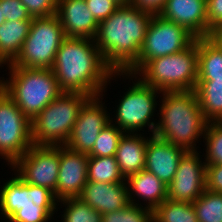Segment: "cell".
Wrapping results in <instances>:
<instances>
[{
  "instance_id": "24",
  "label": "cell",
  "mask_w": 222,
  "mask_h": 222,
  "mask_svg": "<svg viewBox=\"0 0 222 222\" xmlns=\"http://www.w3.org/2000/svg\"><path fill=\"white\" fill-rule=\"evenodd\" d=\"M195 93L208 122H222V81H197Z\"/></svg>"
},
{
  "instance_id": "27",
  "label": "cell",
  "mask_w": 222,
  "mask_h": 222,
  "mask_svg": "<svg viewBox=\"0 0 222 222\" xmlns=\"http://www.w3.org/2000/svg\"><path fill=\"white\" fill-rule=\"evenodd\" d=\"M65 207L62 222H102V214L90 207L80 197L58 200Z\"/></svg>"
},
{
  "instance_id": "4",
  "label": "cell",
  "mask_w": 222,
  "mask_h": 222,
  "mask_svg": "<svg viewBox=\"0 0 222 222\" xmlns=\"http://www.w3.org/2000/svg\"><path fill=\"white\" fill-rule=\"evenodd\" d=\"M7 67L10 75L0 87L30 120L63 93L52 69Z\"/></svg>"
},
{
  "instance_id": "18",
  "label": "cell",
  "mask_w": 222,
  "mask_h": 222,
  "mask_svg": "<svg viewBox=\"0 0 222 222\" xmlns=\"http://www.w3.org/2000/svg\"><path fill=\"white\" fill-rule=\"evenodd\" d=\"M56 16L65 37L95 39L99 22L89 11L85 0H58Z\"/></svg>"
},
{
  "instance_id": "19",
  "label": "cell",
  "mask_w": 222,
  "mask_h": 222,
  "mask_svg": "<svg viewBox=\"0 0 222 222\" xmlns=\"http://www.w3.org/2000/svg\"><path fill=\"white\" fill-rule=\"evenodd\" d=\"M79 197L102 215L121 210L130 204L126 183L87 181Z\"/></svg>"
},
{
  "instance_id": "3",
  "label": "cell",
  "mask_w": 222,
  "mask_h": 222,
  "mask_svg": "<svg viewBox=\"0 0 222 222\" xmlns=\"http://www.w3.org/2000/svg\"><path fill=\"white\" fill-rule=\"evenodd\" d=\"M155 136L184 148L197 151L208 121L200 108L195 90L162 91ZM197 142V143H196Z\"/></svg>"
},
{
  "instance_id": "32",
  "label": "cell",
  "mask_w": 222,
  "mask_h": 222,
  "mask_svg": "<svg viewBox=\"0 0 222 222\" xmlns=\"http://www.w3.org/2000/svg\"><path fill=\"white\" fill-rule=\"evenodd\" d=\"M57 209V207H38L36 205L23 206L7 222H48L58 211Z\"/></svg>"
},
{
  "instance_id": "39",
  "label": "cell",
  "mask_w": 222,
  "mask_h": 222,
  "mask_svg": "<svg viewBox=\"0 0 222 222\" xmlns=\"http://www.w3.org/2000/svg\"><path fill=\"white\" fill-rule=\"evenodd\" d=\"M222 51V29L217 28L210 32V35L208 36Z\"/></svg>"
},
{
  "instance_id": "1",
  "label": "cell",
  "mask_w": 222,
  "mask_h": 222,
  "mask_svg": "<svg viewBox=\"0 0 222 222\" xmlns=\"http://www.w3.org/2000/svg\"><path fill=\"white\" fill-rule=\"evenodd\" d=\"M51 69L63 92L90 97L105 93L110 79L118 76L104 61L95 40L83 37H65Z\"/></svg>"
},
{
  "instance_id": "15",
  "label": "cell",
  "mask_w": 222,
  "mask_h": 222,
  "mask_svg": "<svg viewBox=\"0 0 222 222\" xmlns=\"http://www.w3.org/2000/svg\"><path fill=\"white\" fill-rule=\"evenodd\" d=\"M88 154L60 146V162L55 198L79 197L86 185Z\"/></svg>"
},
{
  "instance_id": "21",
  "label": "cell",
  "mask_w": 222,
  "mask_h": 222,
  "mask_svg": "<svg viewBox=\"0 0 222 222\" xmlns=\"http://www.w3.org/2000/svg\"><path fill=\"white\" fill-rule=\"evenodd\" d=\"M147 144L148 137L141 133H125L120 139L115 159L125 180L145 168Z\"/></svg>"
},
{
  "instance_id": "33",
  "label": "cell",
  "mask_w": 222,
  "mask_h": 222,
  "mask_svg": "<svg viewBox=\"0 0 222 222\" xmlns=\"http://www.w3.org/2000/svg\"><path fill=\"white\" fill-rule=\"evenodd\" d=\"M32 18L56 15L58 0H20Z\"/></svg>"
},
{
  "instance_id": "11",
  "label": "cell",
  "mask_w": 222,
  "mask_h": 222,
  "mask_svg": "<svg viewBox=\"0 0 222 222\" xmlns=\"http://www.w3.org/2000/svg\"><path fill=\"white\" fill-rule=\"evenodd\" d=\"M60 146H31L12 166L14 174L25 183L46 187L54 193L57 188Z\"/></svg>"
},
{
  "instance_id": "8",
  "label": "cell",
  "mask_w": 222,
  "mask_h": 222,
  "mask_svg": "<svg viewBox=\"0 0 222 222\" xmlns=\"http://www.w3.org/2000/svg\"><path fill=\"white\" fill-rule=\"evenodd\" d=\"M65 38L56 15L32 18L29 34L17 57L7 66L51 69Z\"/></svg>"
},
{
  "instance_id": "28",
  "label": "cell",
  "mask_w": 222,
  "mask_h": 222,
  "mask_svg": "<svg viewBox=\"0 0 222 222\" xmlns=\"http://www.w3.org/2000/svg\"><path fill=\"white\" fill-rule=\"evenodd\" d=\"M192 204L198 222H222V193L205 190Z\"/></svg>"
},
{
  "instance_id": "14",
  "label": "cell",
  "mask_w": 222,
  "mask_h": 222,
  "mask_svg": "<svg viewBox=\"0 0 222 222\" xmlns=\"http://www.w3.org/2000/svg\"><path fill=\"white\" fill-rule=\"evenodd\" d=\"M0 188V215L5 217L6 221L23 206L58 207L60 205L51 190L25 183L16 174Z\"/></svg>"
},
{
  "instance_id": "5",
  "label": "cell",
  "mask_w": 222,
  "mask_h": 222,
  "mask_svg": "<svg viewBox=\"0 0 222 222\" xmlns=\"http://www.w3.org/2000/svg\"><path fill=\"white\" fill-rule=\"evenodd\" d=\"M79 92H63L31 120L33 146H64L84 102Z\"/></svg>"
},
{
  "instance_id": "31",
  "label": "cell",
  "mask_w": 222,
  "mask_h": 222,
  "mask_svg": "<svg viewBox=\"0 0 222 222\" xmlns=\"http://www.w3.org/2000/svg\"><path fill=\"white\" fill-rule=\"evenodd\" d=\"M102 222H153V210L130 203L121 210L103 214Z\"/></svg>"
},
{
  "instance_id": "35",
  "label": "cell",
  "mask_w": 222,
  "mask_h": 222,
  "mask_svg": "<svg viewBox=\"0 0 222 222\" xmlns=\"http://www.w3.org/2000/svg\"><path fill=\"white\" fill-rule=\"evenodd\" d=\"M85 2L98 22L107 19L119 7L113 0H85Z\"/></svg>"
},
{
  "instance_id": "22",
  "label": "cell",
  "mask_w": 222,
  "mask_h": 222,
  "mask_svg": "<svg viewBox=\"0 0 222 222\" xmlns=\"http://www.w3.org/2000/svg\"><path fill=\"white\" fill-rule=\"evenodd\" d=\"M32 20L5 21L0 25V62L10 64L27 38Z\"/></svg>"
},
{
  "instance_id": "6",
  "label": "cell",
  "mask_w": 222,
  "mask_h": 222,
  "mask_svg": "<svg viewBox=\"0 0 222 222\" xmlns=\"http://www.w3.org/2000/svg\"><path fill=\"white\" fill-rule=\"evenodd\" d=\"M136 76L161 92L195 90L198 79L197 39L179 53L150 60Z\"/></svg>"
},
{
  "instance_id": "41",
  "label": "cell",
  "mask_w": 222,
  "mask_h": 222,
  "mask_svg": "<svg viewBox=\"0 0 222 222\" xmlns=\"http://www.w3.org/2000/svg\"><path fill=\"white\" fill-rule=\"evenodd\" d=\"M5 17L3 16L2 8L0 7V25L5 22Z\"/></svg>"
},
{
  "instance_id": "38",
  "label": "cell",
  "mask_w": 222,
  "mask_h": 222,
  "mask_svg": "<svg viewBox=\"0 0 222 222\" xmlns=\"http://www.w3.org/2000/svg\"><path fill=\"white\" fill-rule=\"evenodd\" d=\"M165 3L166 0H132L131 5L141 11L158 15L161 13Z\"/></svg>"
},
{
  "instance_id": "37",
  "label": "cell",
  "mask_w": 222,
  "mask_h": 222,
  "mask_svg": "<svg viewBox=\"0 0 222 222\" xmlns=\"http://www.w3.org/2000/svg\"><path fill=\"white\" fill-rule=\"evenodd\" d=\"M207 25L211 30L222 27V0H207Z\"/></svg>"
},
{
  "instance_id": "36",
  "label": "cell",
  "mask_w": 222,
  "mask_h": 222,
  "mask_svg": "<svg viewBox=\"0 0 222 222\" xmlns=\"http://www.w3.org/2000/svg\"><path fill=\"white\" fill-rule=\"evenodd\" d=\"M205 189L222 193V164L206 165Z\"/></svg>"
},
{
  "instance_id": "40",
  "label": "cell",
  "mask_w": 222,
  "mask_h": 222,
  "mask_svg": "<svg viewBox=\"0 0 222 222\" xmlns=\"http://www.w3.org/2000/svg\"><path fill=\"white\" fill-rule=\"evenodd\" d=\"M119 6L131 5L132 0H113Z\"/></svg>"
},
{
  "instance_id": "23",
  "label": "cell",
  "mask_w": 222,
  "mask_h": 222,
  "mask_svg": "<svg viewBox=\"0 0 222 222\" xmlns=\"http://www.w3.org/2000/svg\"><path fill=\"white\" fill-rule=\"evenodd\" d=\"M197 81H222V51L209 38H197Z\"/></svg>"
},
{
  "instance_id": "25",
  "label": "cell",
  "mask_w": 222,
  "mask_h": 222,
  "mask_svg": "<svg viewBox=\"0 0 222 222\" xmlns=\"http://www.w3.org/2000/svg\"><path fill=\"white\" fill-rule=\"evenodd\" d=\"M88 181L103 183H126L115 156L88 157Z\"/></svg>"
},
{
  "instance_id": "13",
  "label": "cell",
  "mask_w": 222,
  "mask_h": 222,
  "mask_svg": "<svg viewBox=\"0 0 222 222\" xmlns=\"http://www.w3.org/2000/svg\"><path fill=\"white\" fill-rule=\"evenodd\" d=\"M198 152L186 151L181 157L175 176L167 186V199L193 203L206 190V163Z\"/></svg>"
},
{
  "instance_id": "34",
  "label": "cell",
  "mask_w": 222,
  "mask_h": 222,
  "mask_svg": "<svg viewBox=\"0 0 222 222\" xmlns=\"http://www.w3.org/2000/svg\"><path fill=\"white\" fill-rule=\"evenodd\" d=\"M0 7L6 21L32 20L31 15L20 0H0Z\"/></svg>"
},
{
  "instance_id": "2",
  "label": "cell",
  "mask_w": 222,
  "mask_h": 222,
  "mask_svg": "<svg viewBox=\"0 0 222 222\" xmlns=\"http://www.w3.org/2000/svg\"><path fill=\"white\" fill-rule=\"evenodd\" d=\"M153 15L132 5L119 6L99 22L95 43L114 72H126L138 59Z\"/></svg>"
},
{
  "instance_id": "17",
  "label": "cell",
  "mask_w": 222,
  "mask_h": 222,
  "mask_svg": "<svg viewBox=\"0 0 222 222\" xmlns=\"http://www.w3.org/2000/svg\"><path fill=\"white\" fill-rule=\"evenodd\" d=\"M146 147L145 170L157 176L166 186L173 180L186 150L150 134Z\"/></svg>"
},
{
  "instance_id": "29",
  "label": "cell",
  "mask_w": 222,
  "mask_h": 222,
  "mask_svg": "<svg viewBox=\"0 0 222 222\" xmlns=\"http://www.w3.org/2000/svg\"><path fill=\"white\" fill-rule=\"evenodd\" d=\"M125 133L115 124L110 122L97 136L89 157L115 156L120 139Z\"/></svg>"
},
{
  "instance_id": "10",
  "label": "cell",
  "mask_w": 222,
  "mask_h": 222,
  "mask_svg": "<svg viewBox=\"0 0 222 222\" xmlns=\"http://www.w3.org/2000/svg\"><path fill=\"white\" fill-rule=\"evenodd\" d=\"M33 145L31 120L0 87V156L10 167Z\"/></svg>"
},
{
  "instance_id": "16",
  "label": "cell",
  "mask_w": 222,
  "mask_h": 222,
  "mask_svg": "<svg viewBox=\"0 0 222 222\" xmlns=\"http://www.w3.org/2000/svg\"><path fill=\"white\" fill-rule=\"evenodd\" d=\"M159 15L181 25L196 39L207 38L212 31L207 25V0H166Z\"/></svg>"
},
{
  "instance_id": "20",
  "label": "cell",
  "mask_w": 222,
  "mask_h": 222,
  "mask_svg": "<svg viewBox=\"0 0 222 222\" xmlns=\"http://www.w3.org/2000/svg\"><path fill=\"white\" fill-rule=\"evenodd\" d=\"M125 181L131 204L141 205L139 199H143V205L154 211L167 199V186L157 176L145 169L129 176Z\"/></svg>"
},
{
  "instance_id": "12",
  "label": "cell",
  "mask_w": 222,
  "mask_h": 222,
  "mask_svg": "<svg viewBox=\"0 0 222 222\" xmlns=\"http://www.w3.org/2000/svg\"><path fill=\"white\" fill-rule=\"evenodd\" d=\"M103 95L105 94L89 97L80 108L77 120L64 145L68 149L88 154L99 133L111 122L110 113H107L109 111L102 102Z\"/></svg>"
},
{
  "instance_id": "26",
  "label": "cell",
  "mask_w": 222,
  "mask_h": 222,
  "mask_svg": "<svg viewBox=\"0 0 222 222\" xmlns=\"http://www.w3.org/2000/svg\"><path fill=\"white\" fill-rule=\"evenodd\" d=\"M153 222H198L192 203L166 199L153 211Z\"/></svg>"
},
{
  "instance_id": "9",
  "label": "cell",
  "mask_w": 222,
  "mask_h": 222,
  "mask_svg": "<svg viewBox=\"0 0 222 222\" xmlns=\"http://www.w3.org/2000/svg\"><path fill=\"white\" fill-rule=\"evenodd\" d=\"M195 37L181 25L153 15L137 61L126 71L137 74L150 60L179 53L189 47Z\"/></svg>"
},
{
  "instance_id": "30",
  "label": "cell",
  "mask_w": 222,
  "mask_h": 222,
  "mask_svg": "<svg viewBox=\"0 0 222 222\" xmlns=\"http://www.w3.org/2000/svg\"><path fill=\"white\" fill-rule=\"evenodd\" d=\"M203 139L206 165L222 164V122H209Z\"/></svg>"
},
{
  "instance_id": "7",
  "label": "cell",
  "mask_w": 222,
  "mask_h": 222,
  "mask_svg": "<svg viewBox=\"0 0 222 222\" xmlns=\"http://www.w3.org/2000/svg\"><path fill=\"white\" fill-rule=\"evenodd\" d=\"M120 75V76H119ZM125 75V76H124ZM126 79L135 80L133 85L127 89L119 99V104L111 116V122L120 128L124 133L138 134L144 127L148 126L152 135L155 134L156 121L154 113L157 108L156 99L162 94L161 91L145 84L139 76L127 72H118V76ZM133 78V79H132ZM138 78V79H137ZM136 82V83H135ZM153 120V121H152Z\"/></svg>"
}]
</instances>
